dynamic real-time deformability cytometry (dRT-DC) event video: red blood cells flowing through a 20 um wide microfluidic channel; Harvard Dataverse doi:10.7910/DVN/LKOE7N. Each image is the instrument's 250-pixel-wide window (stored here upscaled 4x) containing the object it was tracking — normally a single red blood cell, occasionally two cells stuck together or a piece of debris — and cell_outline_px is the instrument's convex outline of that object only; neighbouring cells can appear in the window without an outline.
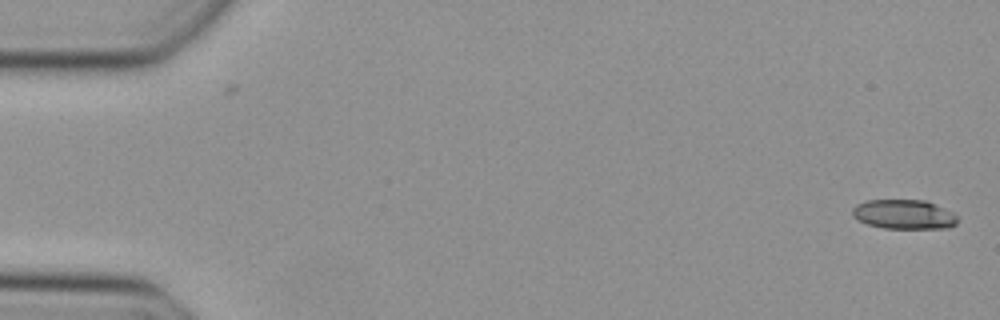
{"species": "Egyptian fruit bat (a non-hibernating species)", "species_latin": "Rousettus aegyptiacus", "temperature_condition": "cold", "stored_images_in_passage": 40, "camera_frame_rate_fps": 3000, "um_per_image_px": 0.085, "animal": {"sex": "female"}, "frame": {"image": 1, "passage_image": 1, "time_ms": 0.0, "image_size_px": [1000, 320], "cell_outline_px": [[956, 224], [948, 228], [884, 228], [868, 224], [852, 216], [852, 208], [856, 204], [864, 200], [924, 200], [936, 204], [952, 212], [956, 216]], "centroid_in_image_um": [76.81, 18.21], "position_along_channel_um": 8.2, "area_um2": 17.98}}
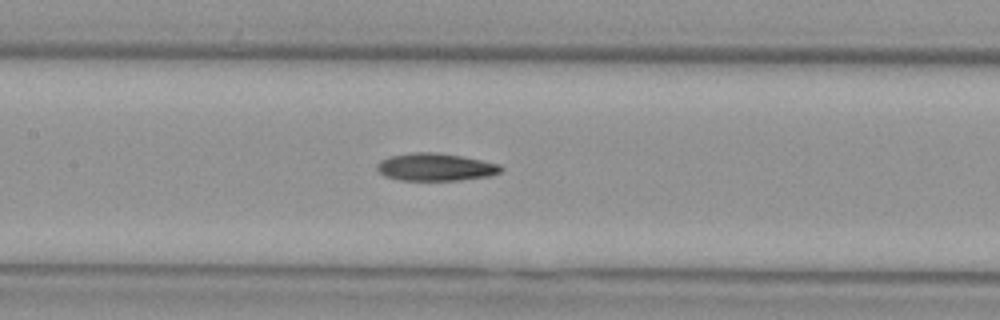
{"frame": {"image": 2, "passage_image": 23, "time_ms": 7.333, "image_size_px": [1000, 320], "cell_outline_px": [[504, 168], [500, 172], [492, 176], [460, 180], [400, 180], [384, 176], [376, 168], [376, 164], [380, 160], [392, 156], [412, 152], [436, 152], [460, 156], [500, 164]], "centroid_in_image_um": [37.02, 14.2], "position_along_channel_um": 170.4, "area_um2": 19.94}}
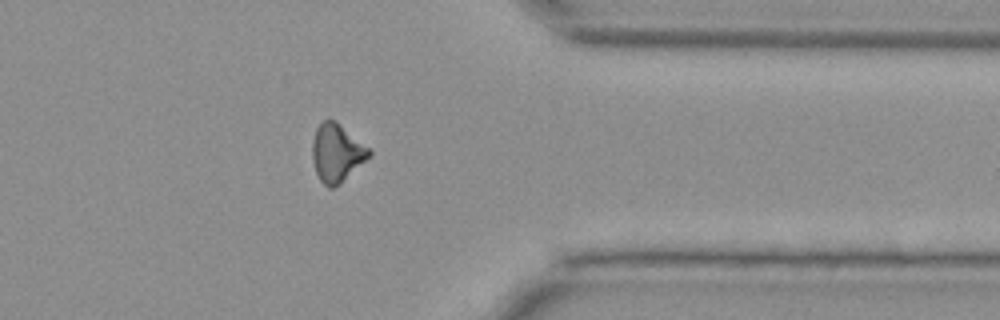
{"frame": {"image": 3, "passage_image": 39, "time_ms": 12.667, "image_size_px": [1000, 320], "cell_outline_px": [[372, 156], [340, 184], [332, 188], [328, 188], [320, 180], [316, 172], [312, 160], [312, 140], [316, 128], [324, 120], [332, 120], [368, 148], [372, 152]], "centroid_in_image_um": [28.61, 13.06], "position_along_channel_um": 382.8, "area_um2": 18.84}}